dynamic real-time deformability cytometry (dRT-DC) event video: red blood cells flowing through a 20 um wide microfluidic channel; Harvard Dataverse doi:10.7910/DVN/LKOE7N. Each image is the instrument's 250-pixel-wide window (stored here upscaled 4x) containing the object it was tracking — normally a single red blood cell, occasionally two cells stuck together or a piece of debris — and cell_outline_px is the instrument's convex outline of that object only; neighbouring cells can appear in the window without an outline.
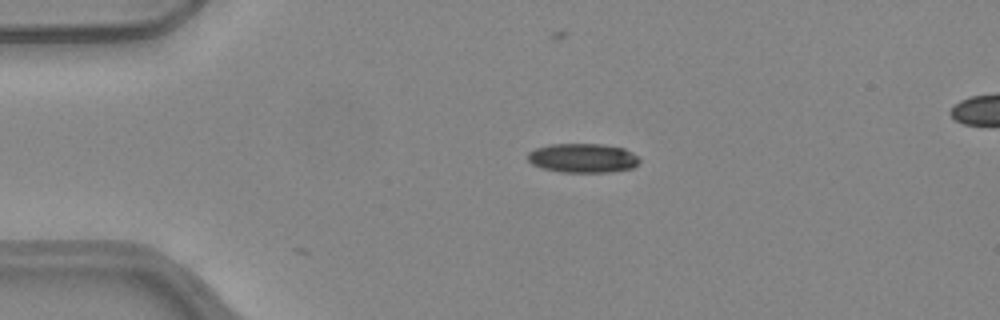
{"species": "common noctule bat (a hibernating species)", "species_latin": "Nyctalus noctula", "temperature_condition": "warm", "stored_images_in_passage": 3, "camera_frame_rate_fps": 3000, "um_per_image_px": 0.085, "animal": {"sex": "female", "body_mass_g": 24.6, "forearm_length_mm": 56.2}, "frame": {"image": 1, "passage_image": 1, "time_ms": 0.0, "image_size_px": [1000, 320], "cell_outline_px": [[640, 160], [632, 168], [612, 172], [560, 172], [544, 168], [532, 164], [528, 160], [528, 152], [536, 148], [548, 144], [604, 144], [624, 148], [632, 152]], "centroid_in_image_um": [49.53, 13.43], "position_along_channel_um": 35.5, "area_um2": 19.02}}